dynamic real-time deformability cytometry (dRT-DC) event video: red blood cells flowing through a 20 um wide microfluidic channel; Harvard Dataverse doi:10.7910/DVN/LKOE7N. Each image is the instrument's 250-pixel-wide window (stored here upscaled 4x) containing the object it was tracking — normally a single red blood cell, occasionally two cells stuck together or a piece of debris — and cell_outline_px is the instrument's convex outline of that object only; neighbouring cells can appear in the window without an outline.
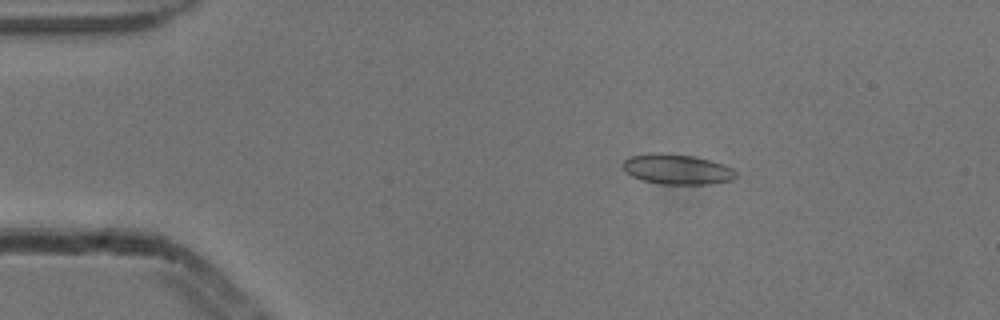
{"species": "common noctule bat (a hibernating species)", "species_latin": "Nyctalus noctula", "temperature_condition": "cold", "stored_images_in_passage": 5, "camera_frame_rate_fps": 3000, "um_per_image_px": 0.085, "animal": {"sex": "male", "body_mass_g": 13.3}, "frame": {"image": 1, "passage_image": 3, "time_ms": 0.667, "image_size_px": [1000, 320], "cell_outline_px": [[736, 176], [732, 180], [708, 184], [664, 184], [640, 180], [624, 172], [624, 160], [632, 156], [648, 152], [664, 152], [692, 156], [712, 160], [724, 164], [732, 168], [736, 172]], "centroid_in_image_um": [57.54, 14.37], "position_along_channel_um": 27.5, "area_um2": 20.06}}
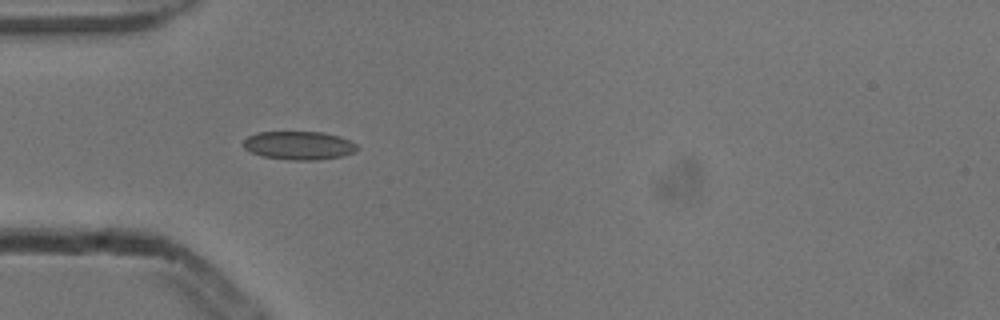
{"frame": {"image": 2, "passage_image": 5, "time_ms": 1.333, "image_size_px": [1000, 320], "cell_outline_px": [[360, 148], [356, 152], [344, 156], [316, 160], [288, 160], [260, 156], [244, 148], [244, 140], [248, 136], [256, 132], [324, 132], [340, 136], [356, 144]], "centroid_in_image_um": [25.44, 12.37], "position_along_channel_um": 59.6, "area_um2": 19.07}}